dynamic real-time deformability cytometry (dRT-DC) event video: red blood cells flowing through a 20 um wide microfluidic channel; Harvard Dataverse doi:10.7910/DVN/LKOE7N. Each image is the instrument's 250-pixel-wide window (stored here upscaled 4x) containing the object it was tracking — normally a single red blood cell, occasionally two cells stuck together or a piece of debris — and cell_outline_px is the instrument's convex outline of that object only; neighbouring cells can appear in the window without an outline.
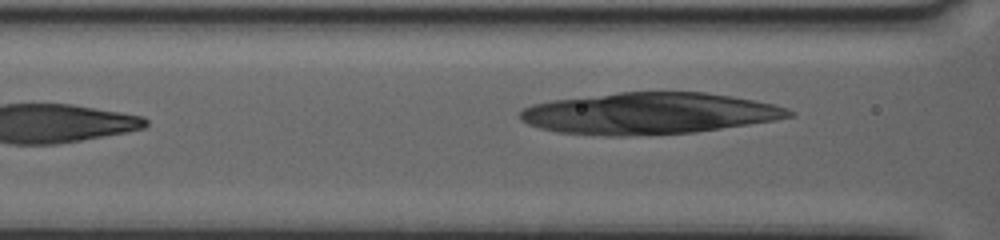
{"species": "human", "species_latin": "Homo sapiens", "temperature_condition": "warm", "stored_images_in_passage": 38, "camera_frame_rate_fps": 3000, "um_per_image_px": 0.085, "donor": {"sex": "female"}, "frame": {"image": 1, "passage_image": 6, "time_ms": 1.667, "image_size_px": [1000, 240], "cell_outline_px": [[796, 112], [792, 116], [776, 120], [696, 132], [628, 136], [604, 136], [556, 132], [540, 128], [528, 124], [520, 120], [520, 112], [524, 108], [532, 104], [552, 100], [620, 92], [704, 92], [732, 96], [772, 104], [788, 108]], "centroid_in_image_um": [55.16, 9.64], "position_along_channel_um": 111.4, "area_um2": 65.08}}
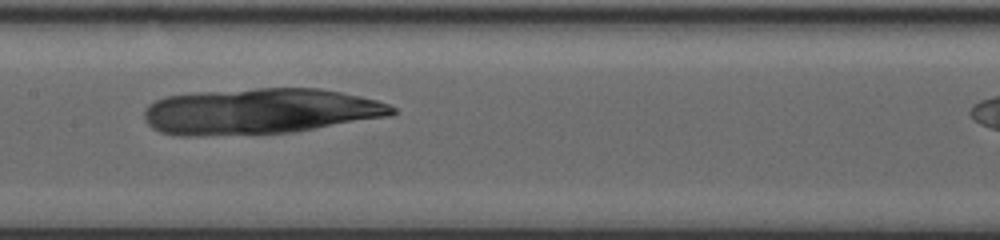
{"frame": {"image": 2, "passage_image": 13, "time_ms": 4.0, "image_size_px": [1000, 240], "cell_outline_px": [[396, 112], [392, 116], [296, 132], [200, 136], [180, 136], [160, 132], [152, 128], [144, 120], [144, 108], [148, 104], [156, 100], [168, 96], [200, 92], [256, 88], [320, 88], [360, 96], [376, 100], [388, 104], [396, 108]], "centroid_in_image_um": [22.1, 9.47], "position_along_channel_um": 185.3, "area_um2": 66.76}}
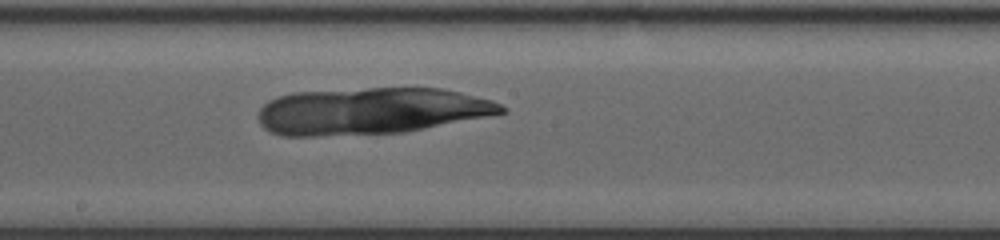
{"frame": {"image": 3, "passage_image": 16, "time_ms": 5.0, "image_size_px": [1000, 240], "cell_outline_px": [[508, 108], [504, 112], [404, 132], [316, 136], [280, 136], [264, 128], [260, 124], [260, 108], [268, 100], [276, 96], [292, 92], [368, 88], [444, 88], [492, 100]], "centroid_in_image_um": [31.47, 9.42], "position_along_channel_um": 216.7, "area_um2": 65.89}}